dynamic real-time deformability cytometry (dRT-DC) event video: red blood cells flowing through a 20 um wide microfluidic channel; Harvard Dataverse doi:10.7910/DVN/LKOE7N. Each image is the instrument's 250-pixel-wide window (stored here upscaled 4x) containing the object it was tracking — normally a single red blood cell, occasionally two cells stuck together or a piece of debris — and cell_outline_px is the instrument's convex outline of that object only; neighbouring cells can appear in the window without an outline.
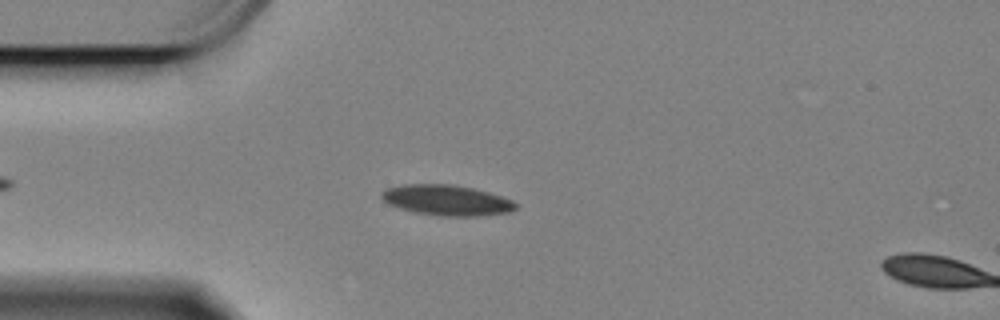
{"species": "Egyptian fruit bat (a non-hibernating species)", "species_latin": "Rousettus aegyptiacus", "temperature_condition": "cold", "stored_images_in_passage": 11, "camera_frame_rate_fps": 3000, "um_per_image_px": 0.085, "animal": {"sex": "female"}, "frame": {"image": 1, "passage_image": 10, "time_ms": 3.0, "image_size_px": [1000, 320], "cell_outline_px": [[516, 208], [508, 212], [476, 216], [444, 216], [416, 212], [400, 208], [388, 204], [380, 196], [380, 192], [388, 188], [404, 184], [452, 184], [476, 188], [512, 200], [516, 204]], "centroid_in_image_um": [37.95, 17.0], "position_along_channel_um": 47.1, "area_um2": 23.7}}